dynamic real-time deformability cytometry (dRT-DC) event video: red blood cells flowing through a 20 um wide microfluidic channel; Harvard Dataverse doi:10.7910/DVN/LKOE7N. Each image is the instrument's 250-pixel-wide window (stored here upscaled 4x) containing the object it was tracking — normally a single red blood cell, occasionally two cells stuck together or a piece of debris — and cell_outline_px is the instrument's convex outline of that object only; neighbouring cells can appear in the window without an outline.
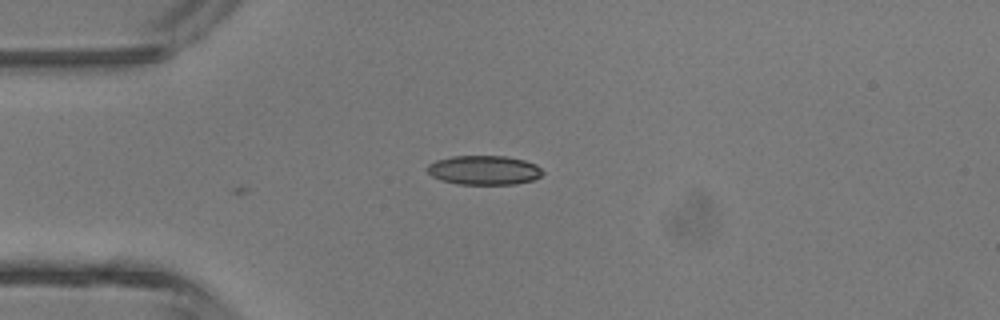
{"species": "common noctule bat (a hibernating species)", "species_latin": "Nyctalus noctula", "temperature_condition": "room temperature", "stored_images_in_passage": 6, "camera_frame_rate_fps": 3000, "um_per_image_px": 0.085, "animal": {"sex": "male", "body_mass_g": 13.3}, "frame": {"image": 1, "passage_image": 1, "time_ms": 0.0, "image_size_px": [1000, 320], "cell_outline_px": [[544, 172], [540, 176], [532, 180], [516, 184], [456, 184], [440, 180], [432, 176], [428, 172], [428, 164], [436, 160], [452, 156], [504, 156], [524, 160], [536, 164]], "centroid_in_image_um": [41.13, 14.46], "position_along_channel_um": 43.9, "area_um2": 19.65}}
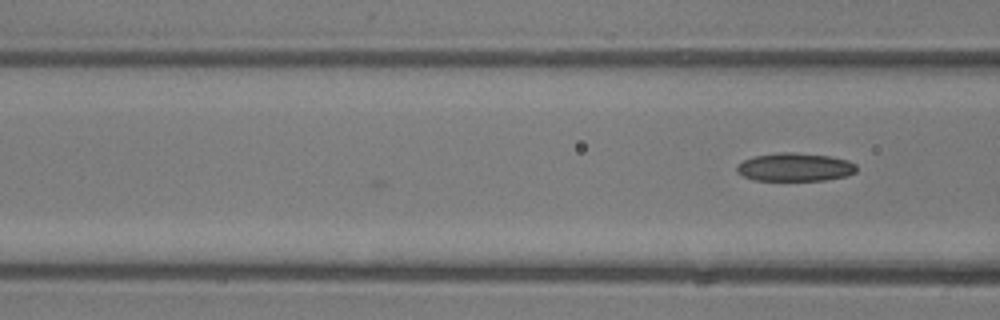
{"frame": {"image": 2, "passage_image": 6, "time_ms": 1.667, "image_size_px": [1000, 320], "cell_outline_px": [[856, 172], [848, 176], [828, 180], [752, 180], [736, 172], [736, 168], [744, 160], [756, 156], [780, 152], [792, 152], [832, 156], [848, 160], [856, 164]], "centroid_in_image_um": [67.62, 14.21], "position_along_channel_um": 99.0, "area_um2": 19.77}}